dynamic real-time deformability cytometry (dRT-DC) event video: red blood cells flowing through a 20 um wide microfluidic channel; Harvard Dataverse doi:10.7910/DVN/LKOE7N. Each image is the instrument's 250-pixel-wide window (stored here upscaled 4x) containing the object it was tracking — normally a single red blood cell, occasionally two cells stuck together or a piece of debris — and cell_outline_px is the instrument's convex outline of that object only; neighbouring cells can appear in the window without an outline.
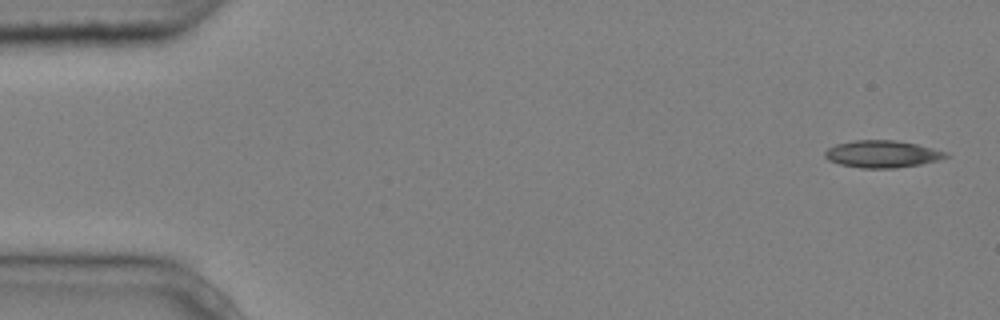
{"species": "common noctule bat (a hibernating species)", "species_latin": "Nyctalus noctula", "temperature_condition": "cold", "stored_images_in_passage": 4, "camera_frame_rate_fps": 3000, "um_per_image_px": 0.085, "animal": {"sex": "male", "body_mass_g": 20.4}, "frame": {"image": 1, "passage_image": 1, "time_ms": 0.0, "image_size_px": [1000, 320], "cell_outline_px": [[952, 156], [940, 160], [920, 164], [896, 168], [860, 168], [840, 164], [828, 160], [824, 156], [824, 152], [828, 148], [836, 144], [852, 140], [896, 140], [916, 144], [948, 152]], "centroid_in_image_um": [75.01, 13.09], "position_along_channel_um": 10.0, "area_um2": 19.31}}
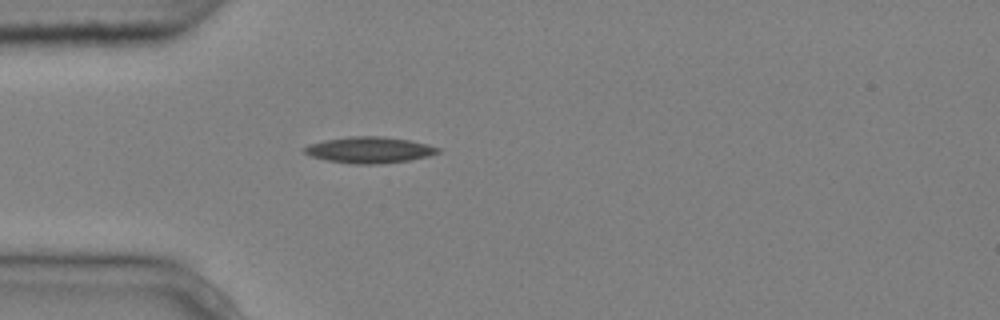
{"frame": {"image": 2, "passage_image": 4, "time_ms": 1.0, "image_size_px": [1000, 320], "cell_outline_px": [[440, 152], [428, 156], [408, 160], [380, 164], [352, 164], [328, 160], [312, 156], [304, 152], [304, 148], [308, 144], [324, 140], [352, 136], [380, 136], [408, 140], [428, 144], [440, 148]], "centroid_in_image_um": [31.41, 12.74], "position_along_channel_um": 53.6, "area_um2": 20.23}}